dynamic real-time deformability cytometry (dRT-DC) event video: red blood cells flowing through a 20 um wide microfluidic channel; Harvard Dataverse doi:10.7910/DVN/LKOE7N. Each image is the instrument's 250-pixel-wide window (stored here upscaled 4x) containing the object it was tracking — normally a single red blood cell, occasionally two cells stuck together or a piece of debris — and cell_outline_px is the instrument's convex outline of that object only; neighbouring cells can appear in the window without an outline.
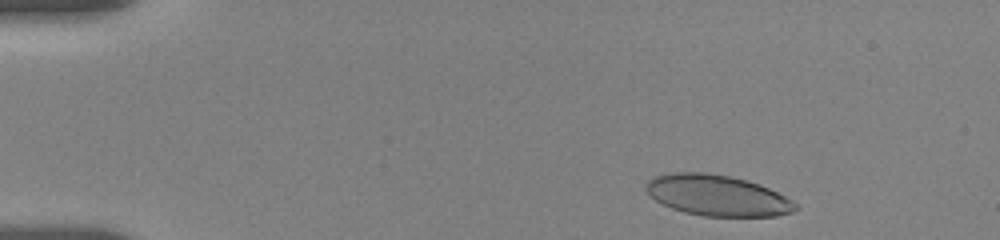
{"species": "human", "species_latin": "Homo sapiens", "temperature_condition": "room temperature", "stored_images_in_passage": 28, "camera_frame_rate_fps": 3000, "um_per_image_px": 0.085, "donor": {"sex": "female"}, "frame": {"image": 1, "passage_image": 3, "time_ms": 0.667, "image_size_px": [1000, 240], "cell_outline_px": [[796, 208], [792, 212], [776, 216], [704, 216], [684, 212], [672, 208], [656, 200], [644, 188], [644, 184], [652, 176], [668, 172], [708, 172], [728, 176], [760, 184], [792, 200], [796, 204]], "centroid_in_image_um": [60.92, 16.6], "position_along_channel_um": 24.1, "area_um2": 35.49}}
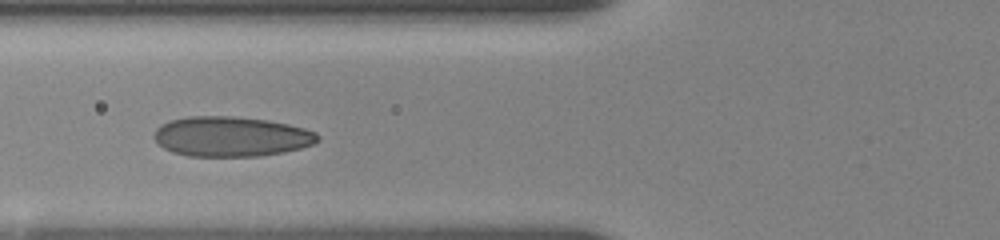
{"frame": {"image": 2, "passage_image": 17, "time_ms": 5.333, "image_size_px": [1000, 240], "cell_outline_px": [[320, 140], [312, 144], [300, 148], [284, 152], [260, 156], [188, 156], [172, 152], [156, 144], [152, 136], [156, 128], [160, 124], [168, 120], [188, 116], [232, 116], [268, 120], [288, 124], [304, 128], [316, 132], [320, 136]], "centroid_in_image_um": [19.6, 11.6], "position_along_channel_um": 106.2, "area_um2": 38.55}}
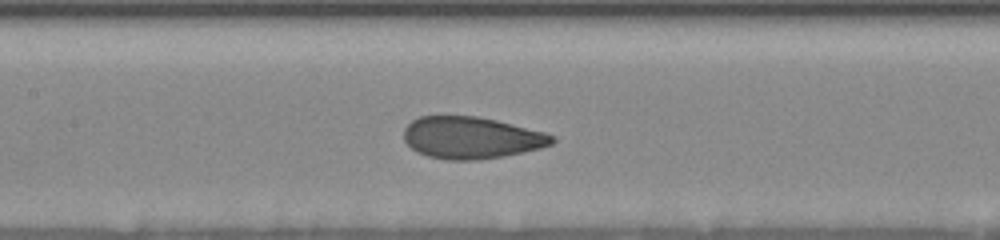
{"frame": {"image": 3, "passage_image": 23, "time_ms": 7.0, "image_size_px": [1000, 240], "cell_outline_px": [[556, 140], [552, 144], [540, 148], [504, 156], [476, 160], [448, 160], [428, 156], [416, 152], [404, 140], [404, 128], [412, 120], [420, 116], [476, 116], [496, 120], [544, 132], [556, 136]], "centroid_in_image_um": [40.06, 11.71], "position_along_channel_um": 167.3, "area_um2": 36.18}}